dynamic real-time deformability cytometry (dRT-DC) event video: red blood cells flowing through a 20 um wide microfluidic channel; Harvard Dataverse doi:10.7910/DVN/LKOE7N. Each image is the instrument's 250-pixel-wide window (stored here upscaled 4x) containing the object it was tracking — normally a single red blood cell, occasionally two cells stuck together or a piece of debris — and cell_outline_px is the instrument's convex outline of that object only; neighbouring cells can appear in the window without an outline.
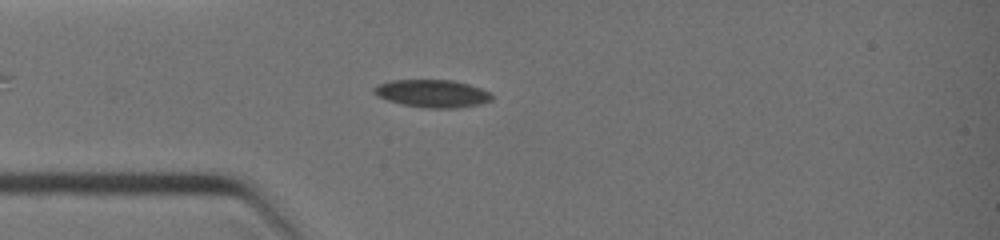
{"species": "common noctule bat (a hibernating species)", "species_latin": "Nyctalus noctula", "temperature_condition": "warm", "stored_images_in_passage": 12, "camera_frame_rate_fps": 3000, "um_per_image_px": 0.085, "animal": {"sex": "female", "body_mass_g": 19.0, "forearm_length_mm": 51.5}, "frame": {"image": 1, "passage_image": 7, "time_ms": 1.333, "image_size_px": [1000, 240], "cell_outline_px": [[492, 100], [480, 104], [456, 108], [428, 108], [404, 104], [388, 100], [376, 96], [372, 92], [372, 88], [380, 84], [392, 80], [452, 80], [468, 84], [492, 92]], "centroid_in_image_um": [36.76, 7.94], "position_along_channel_um": 48.2, "area_um2": 18.96}}